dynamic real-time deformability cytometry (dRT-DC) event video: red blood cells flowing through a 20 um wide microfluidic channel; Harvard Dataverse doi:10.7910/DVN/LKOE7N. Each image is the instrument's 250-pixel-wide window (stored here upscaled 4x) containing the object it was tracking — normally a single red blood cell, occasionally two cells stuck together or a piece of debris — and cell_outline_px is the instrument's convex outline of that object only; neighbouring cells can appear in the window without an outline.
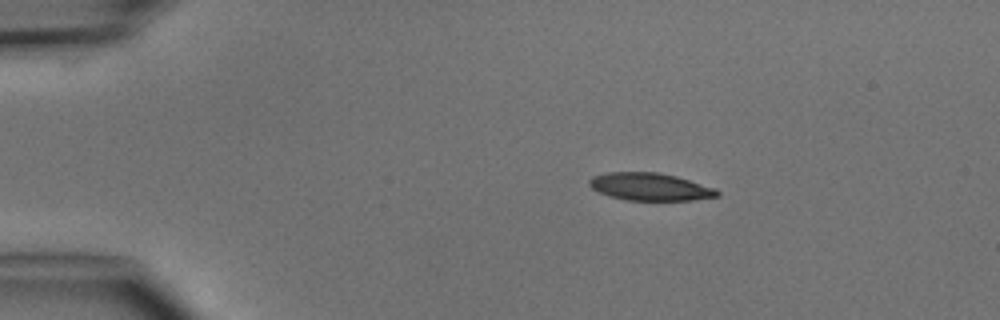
{"species": "common noctule bat (a hibernating species)", "species_latin": "Nyctalus noctula", "temperature_condition": "cold", "stored_images_in_passage": 4, "camera_frame_rate_fps": 3000, "um_per_image_px": 0.085, "animal": {"sex": "male", "body_mass_g": 15.6}, "frame": {"image": 1, "passage_image": 1, "time_ms": 0.0, "image_size_px": [1000, 320], "cell_outline_px": [[720, 196], [692, 200], [628, 200], [608, 196], [592, 188], [588, 184], [588, 180], [592, 176], [608, 172], [656, 172], [676, 176], [716, 188], [720, 192]], "centroid_in_image_um": [55.26, 15.87], "position_along_channel_um": 29.7, "area_um2": 20.58}}
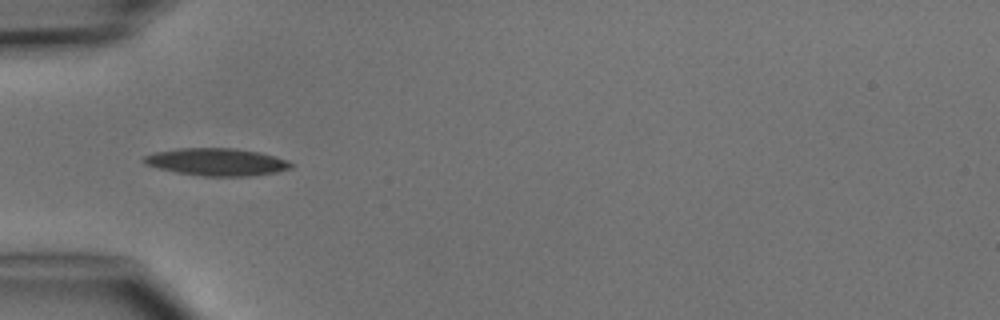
{"frame": {"image": 2, "passage_image": 3, "time_ms": 2.333, "image_size_px": [1000, 320], "cell_outline_px": [[292, 168], [276, 172], [252, 176], [204, 176], [176, 172], [144, 164], [140, 160], [144, 156], [156, 152], [180, 148], [236, 148], [260, 152], [276, 156], [288, 160], [292, 164]], "centroid_in_image_um": [18.44, 13.76], "position_along_channel_um": 66.6, "area_um2": 23.58}}